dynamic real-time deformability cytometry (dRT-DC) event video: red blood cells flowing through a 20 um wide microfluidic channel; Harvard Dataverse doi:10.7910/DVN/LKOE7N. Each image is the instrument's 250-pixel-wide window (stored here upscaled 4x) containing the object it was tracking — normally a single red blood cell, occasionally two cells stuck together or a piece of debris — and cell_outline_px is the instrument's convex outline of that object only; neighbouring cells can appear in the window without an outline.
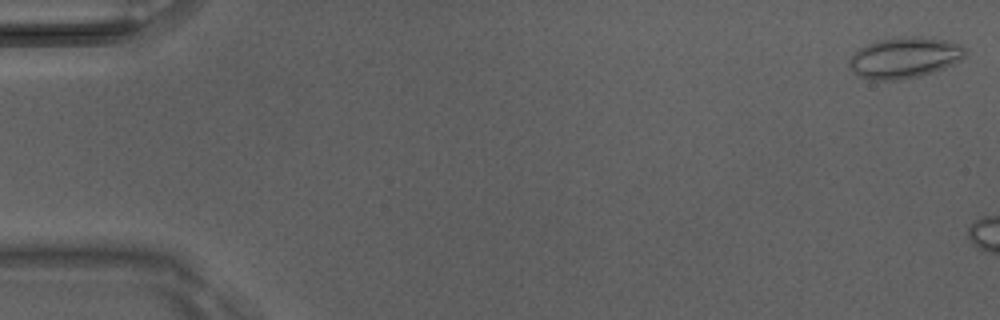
{"species": "Egyptian fruit bat (a non-hibernating species)", "species_latin": "Rousettus aegyptiacus", "temperature_condition": "room temperature", "stored_images_in_passage": 6, "camera_frame_rate_fps": 3000, "um_per_image_px": 0.085, "animal": {"sex": "male"}, "frame": {"image": 1, "passage_image": 1, "time_ms": 0.0, "image_size_px": [1000, 320], "cell_outline_px": [[968, 52], [960, 60], [944, 68], [920, 76], [896, 80], [872, 80], [856, 76], [848, 68], [848, 60], [860, 48], [876, 40], [908, 36], [920, 36], [952, 40], [968, 48]], "centroid_in_image_um": [76.9, 4.89], "position_along_channel_um": 8.1, "area_um2": 28.15}}